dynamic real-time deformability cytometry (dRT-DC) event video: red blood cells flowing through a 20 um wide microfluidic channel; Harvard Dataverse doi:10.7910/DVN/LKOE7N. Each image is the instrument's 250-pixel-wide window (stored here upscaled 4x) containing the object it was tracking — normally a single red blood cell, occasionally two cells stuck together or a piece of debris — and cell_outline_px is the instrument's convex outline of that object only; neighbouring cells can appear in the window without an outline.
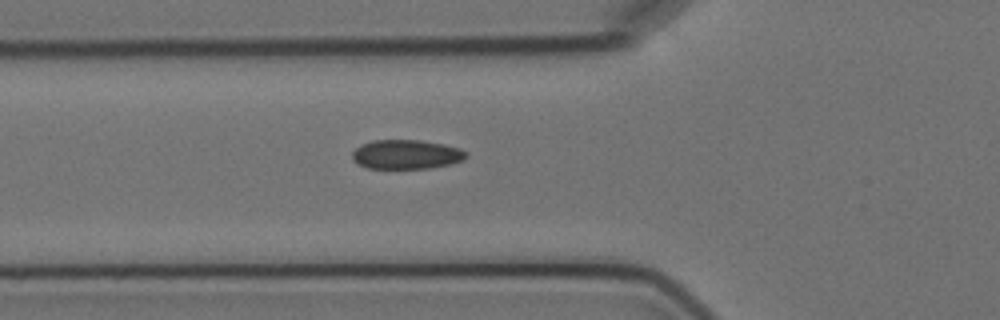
{"species": "Egyptian fruit bat (a non-hibernating species)", "species_latin": "Rousettus aegyptiacus", "temperature_condition": "cold", "stored_images_in_passage": 5, "camera_frame_rate_fps": 3000, "um_per_image_px": 0.085, "animal": {"sex": "female"}, "frame": {"image": 1, "passage_image": 5, "time_ms": 5.667, "image_size_px": [1000, 320], "cell_outline_px": [[468, 156], [464, 160], [452, 164], [428, 168], [364, 168], [356, 164], [352, 160], [352, 152], [360, 144], [372, 140], [416, 140], [444, 144], [460, 148], [468, 152]], "centroid_in_image_um": [34.52, 13.13], "position_along_channel_um": 91.3, "area_um2": 19.71}}